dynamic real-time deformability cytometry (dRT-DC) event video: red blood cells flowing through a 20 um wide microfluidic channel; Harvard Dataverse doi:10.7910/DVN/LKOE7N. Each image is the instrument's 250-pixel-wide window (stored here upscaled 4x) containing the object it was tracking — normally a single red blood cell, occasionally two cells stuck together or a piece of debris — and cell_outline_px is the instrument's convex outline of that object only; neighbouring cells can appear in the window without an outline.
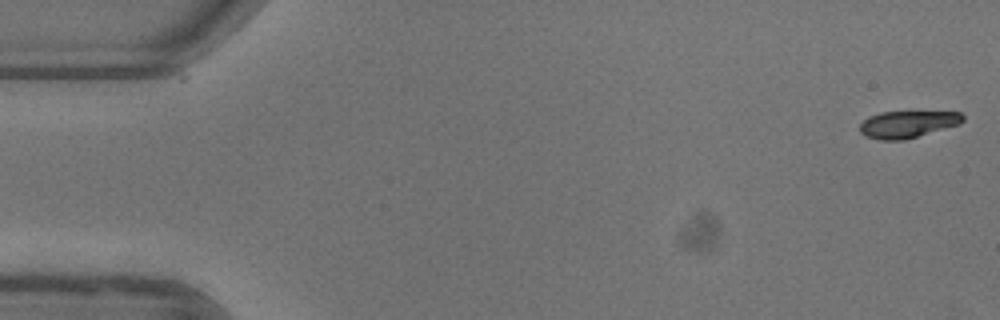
{"species": "common noctule bat (a hibernating species)", "species_latin": "Nyctalus noctula", "temperature_condition": "warm", "stored_images_in_passage": 47, "camera_frame_rate_fps": 3000, "um_per_image_px": 0.085, "animal": {"sex": "female"}, "frame": {"image": 1, "passage_image": 1, "time_ms": 0.0, "image_size_px": [1000, 320], "cell_outline_px": [[964, 120], [960, 124], [904, 140], [880, 140], [864, 136], [860, 132], [860, 124], [868, 116], [880, 112], [960, 112], [964, 116]], "centroid_in_image_um": [77.12, 10.56], "position_along_channel_um": 7.9, "area_um2": 16.18}}
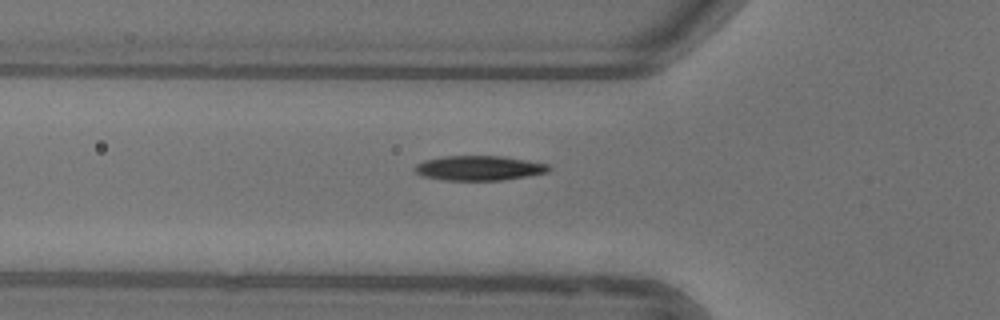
{"frame": {"image": 2, "passage_image": 18, "time_ms": 5.667, "image_size_px": [1000, 320], "cell_outline_px": [[552, 168], [548, 172], [504, 180], [444, 180], [424, 176], [416, 172], [412, 168], [416, 164], [424, 160], [444, 156], [500, 156], [548, 164]], "centroid_in_image_um": [40.7, 14.28], "position_along_channel_um": 85.1, "area_um2": 19.19}}
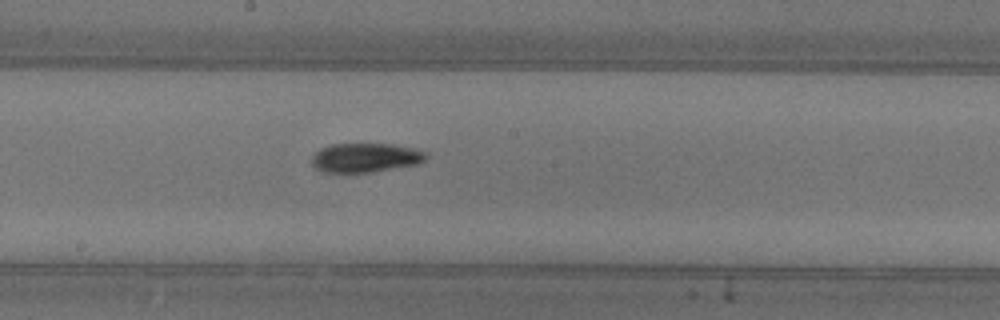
{"frame": {"image": 3, "passage_image": 28, "time_ms": 9.0, "image_size_px": [1000, 320], "cell_outline_px": [[428, 156], [420, 164], [372, 172], [324, 172], [316, 168], [312, 164], [312, 156], [320, 148], [332, 144], [392, 144], [416, 148], [428, 152]], "centroid_in_image_um": [31.12, 13.4], "position_along_channel_um": 217.1, "area_um2": 19.59}}